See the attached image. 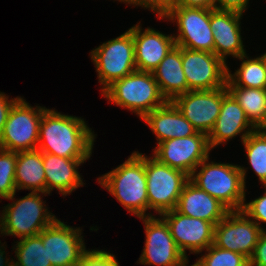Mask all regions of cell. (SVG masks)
<instances>
[{
  "mask_svg": "<svg viewBox=\"0 0 266 266\" xmlns=\"http://www.w3.org/2000/svg\"><path fill=\"white\" fill-rule=\"evenodd\" d=\"M0 216V231L5 236L23 239L38 235L44 228L53 224L57 218L41 198V192H30L25 197L8 203Z\"/></svg>",
  "mask_w": 266,
  "mask_h": 266,
  "instance_id": "5b68a950",
  "label": "cell"
},
{
  "mask_svg": "<svg viewBox=\"0 0 266 266\" xmlns=\"http://www.w3.org/2000/svg\"><path fill=\"white\" fill-rule=\"evenodd\" d=\"M81 234L82 229L70 227L59 219L38 234L52 266H81L86 252Z\"/></svg>",
  "mask_w": 266,
  "mask_h": 266,
  "instance_id": "7c38bea8",
  "label": "cell"
},
{
  "mask_svg": "<svg viewBox=\"0 0 266 266\" xmlns=\"http://www.w3.org/2000/svg\"><path fill=\"white\" fill-rule=\"evenodd\" d=\"M203 160L189 176L199 189L218 199L230 211L245 203L246 170L243 166ZM208 162V163H207ZM201 168L199 171L198 168Z\"/></svg>",
  "mask_w": 266,
  "mask_h": 266,
  "instance_id": "3957f363",
  "label": "cell"
},
{
  "mask_svg": "<svg viewBox=\"0 0 266 266\" xmlns=\"http://www.w3.org/2000/svg\"><path fill=\"white\" fill-rule=\"evenodd\" d=\"M223 87L213 90L188 91L172 102L197 132L209 134L219 116Z\"/></svg>",
  "mask_w": 266,
  "mask_h": 266,
  "instance_id": "2e32d148",
  "label": "cell"
},
{
  "mask_svg": "<svg viewBox=\"0 0 266 266\" xmlns=\"http://www.w3.org/2000/svg\"><path fill=\"white\" fill-rule=\"evenodd\" d=\"M182 65L189 91L226 86L229 67L214 53L182 47Z\"/></svg>",
  "mask_w": 266,
  "mask_h": 266,
  "instance_id": "5bb4252c",
  "label": "cell"
},
{
  "mask_svg": "<svg viewBox=\"0 0 266 266\" xmlns=\"http://www.w3.org/2000/svg\"><path fill=\"white\" fill-rule=\"evenodd\" d=\"M95 134L84 119L46 109L41 118L37 149L42 153L72 158L89 159Z\"/></svg>",
  "mask_w": 266,
  "mask_h": 266,
  "instance_id": "6da1fadb",
  "label": "cell"
},
{
  "mask_svg": "<svg viewBox=\"0 0 266 266\" xmlns=\"http://www.w3.org/2000/svg\"><path fill=\"white\" fill-rule=\"evenodd\" d=\"M215 0H176L174 7L214 8Z\"/></svg>",
  "mask_w": 266,
  "mask_h": 266,
  "instance_id": "8d00e7d4",
  "label": "cell"
},
{
  "mask_svg": "<svg viewBox=\"0 0 266 266\" xmlns=\"http://www.w3.org/2000/svg\"><path fill=\"white\" fill-rule=\"evenodd\" d=\"M15 185L16 190L28 189L47 196L43 153L41 151L36 149L17 152Z\"/></svg>",
  "mask_w": 266,
  "mask_h": 266,
  "instance_id": "cb8c5ba5",
  "label": "cell"
},
{
  "mask_svg": "<svg viewBox=\"0 0 266 266\" xmlns=\"http://www.w3.org/2000/svg\"><path fill=\"white\" fill-rule=\"evenodd\" d=\"M157 136V144L164 140L195 135L197 130L183 116L172 101L154 109L142 119Z\"/></svg>",
  "mask_w": 266,
  "mask_h": 266,
  "instance_id": "7402d4cb",
  "label": "cell"
},
{
  "mask_svg": "<svg viewBox=\"0 0 266 266\" xmlns=\"http://www.w3.org/2000/svg\"><path fill=\"white\" fill-rule=\"evenodd\" d=\"M205 252L194 263L196 266H249V259L243 254L219 248L214 244Z\"/></svg>",
  "mask_w": 266,
  "mask_h": 266,
  "instance_id": "f1b7e54d",
  "label": "cell"
},
{
  "mask_svg": "<svg viewBox=\"0 0 266 266\" xmlns=\"http://www.w3.org/2000/svg\"><path fill=\"white\" fill-rule=\"evenodd\" d=\"M145 226V247L139 258L142 265L184 266L189 262L178 249L166 221L160 216L139 218Z\"/></svg>",
  "mask_w": 266,
  "mask_h": 266,
  "instance_id": "30bf717a",
  "label": "cell"
},
{
  "mask_svg": "<svg viewBox=\"0 0 266 266\" xmlns=\"http://www.w3.org/2000/svg\"><path fill=\"white\" fill-rule=\"evenodd\" d=\"M265 190H266V186ZM251 220H253L262 231L266 230L260 226V223L266 224V191L263 196L255 198L249 203H244L241 209Z\"/></svg>",
  "mask_w": 266,
  "mask_h": 266,
  "instance_id": "4dcf8cb0",
  "label": "cell"
},
{
  "mask_svg": "<svg viewBox=\"0 0 266 266\" xmlns=\"http://www.w3.org/2000/svg\"><path fill=\"white\" fill-rule=\"evenodd\" d=\"M102 95L115 105L135 112L141 119L167 102L152 72L138 70L115 80Z\"/></svg>",
  "mask_w": 266,
  "mask_h": 266,
  "instance_id": "277c9868",
  "label": "cell"
},
{
  "mask_svg": "<svg viewBox=\"0 0 266 266\" xmlns=\"http://www.w3.org/2000/svg\"><path fill=\"white\" fill-rule=\"evenodd\" d=\"M20 98L21 97H16L8 100L9 96H6L3 92H0V135L2 134L11 108Z\"/></svg>",
  "mask_w": 266,
  "mask_h": 266,
  "instance_id": "d590c367",
  "label": "cell"
},
{
  "mask_svg": "<svg viewBox=\"0 0 266 266\" xmlns=\"http://www.w3.org/2000/svg\"><path fill=\"white\" fill-rule=\"evenodd\" d=\"M159 90L167 101L189 91L182 65V47L174 46L152 71Z\"/></svg>",
  "mask_w": 266,
  "mask_h": 266,
  "instance_id": "603a6c76",
  "label": "cell"
},
{
  "mask_svg": "<svg viewBox=\"0 0 266 266\" xmlns=\"http://www.w3.org/2000/svg\"><path fill=\"white\" fill-rule=\"evenodd\" d=\"M167 223L170 233L182 254H200L213 244L215 225L205 220L189 217L176 209L160 215Z\"/></svg>",
  "mask_w": 266,
  "mask_h": 266,
  "instance_id": "9a60e30c",
  "label": "cell"
},
{
  "mask_svg": "<svg viewBox=\"0 0 266 266\" xmlns=\"http://www.w3.org/2000/svg\"><path fill=\"white\" fill-rule=\"evenodd\" d=\"M264 59H265V62H266V53L262 54Z\"/></svg>",
  "mask_w": 266,
  "mask_h": 266,
  "instance_id": "ab89813d",
  "label": "cell"
},
{
  "mask_svg": "<svg viewBox=\"0 0 266 266\" xmlns=\"http://www.w3.org/2000/svg\"><path fill=\"white\" fill-rule=\"evenodd\" d=\"M81 266H119V263L110 252L91 249L83 254Z\"/></svg>",
  "mask_w": 266,
  "mask_h": 266,
  "instance_id": "1f68e13d",
  "label": "cell"
},
{
  "mask_svg": "<svg viewBox=\"0 0 266 266\" xmlns=\"http://www.w3.org/2000/svg\"><path fill=\"white\" fill-rule=\"evenodd\" d=\"M90 56L96 67L99 83L102 85L101 92L115 80L137 70L133 35L129 29L117 38L91 50Z\"/></svg>",
  "mask_w": 266,
  "mask_h": 266,
  "instance_id": "52a82bcc",
  "label": "cell"
},
{
  "mask_svg": "<svg viewBox=\"0 0 266 266\" xmlns=\"http://www.w3.org/2000/svg\"><path fill=\"white\" fill-rule=\"evenodd\" d=\"M0 266H9V265L0 257Z\"/></svg>",
  "mask_w": 266,
  "mask_h": 266,
  "instance_id": "f35d334b",
  "label": "cell"
},
{
  "mask_svg": "<svg viewBox=\"0 0 266 266\" xmlns=\"http://www.w3.org/2000/svg\"><path fill=\"white\" fill-rule=\"evenodd\" d=\"M246 156L261 184L266 186V131L256 129L242 142Z\"/></svg>",
  "mask_w": 266,
  "mask_h": 266,
  "instance_id": "83f0119b",
  "label": "cell"
},
{
  "mask_svg": "<svg viewBox=\"0 0 266 266\" xmlns=\"http://www.w3.org/2000/svg\"><path fill=\"white\" fill-rule=\"evenodd\" d=\"M36 107L22 97L13 105L0 135V149L13 152L37 149L41 118L47 108Z\"/></svg>",
  "mask_w": 266,
  "mask_h": 266,
  "instance_id": "ba28073f",
  "label": "cell"
},
{
  "mask_svg": "<svg viewBox=\"0 0 266 266\" xmlns=\"http://www.w3.org/2000/svg\"><path fill=\"white\" fill-rule=\"evenodd\" d=\"M137 23L129 28L133 35L136 69L152 72L176 46L173 35H166L152 28L143 31Z\"/></svg>",
  "mask_w": 266,
  "mask_h": 266,
  "instance_id": "d6986e66",
  "label": "cell"
},
{
  "mask_svg": "<svg viewBox=\"0 0 266 266\" xmlns=\"http://www.w3.org/2000/svg\"><path fill=\"white\" fill-rule=\"evenodd\" d=\"M255 130L256 128L248 120L244 110L227 91L226 86L223 87V100L220 113L214 128L208 134L210 148L213 149L217 145L224 144L239 134L243 142Z\"/></svg>",
  "mask_w": 266,
  "mask_h": 266,
  "instance_id": "ac0fdd59",
  "label": "cell"
},
{
  "mask_svg": "<svg viewBox=\"0 0 266 266\" xmlns=\"http://www.w3.org/2000/svg\"><path fill=\"white\" fill-rule=\"evenodd\" d=\"M158 19L176 21L179 31L173 36L176 46L214 53L210 8L172 7Z\"/></svg>",
  "mask_w": 266,
  "mask_h": 266,
  "instance_id": "9c48e42d",
  "label": "cell"
},
{
  "mask_svg": "<svg viewBox=\"0 0 266 266\" xmlns=\"http://www.w3.org/2000/svg\"><path fill=\"white\" fill-rule=\"evenodd\" d=\"M117 1H120V2H123V3H128L129 5H134L136 6V0H117Z\"/></svg>",
  "mask_w": 266,
  "mask_h": 266,
  "instance_id": "74e56055",
  "label": "cell"
},
{
  "mask_svg": "<svg viewBox=\"0 0 266 266\" xmlns=\"http://www.w3.org/2000/svg\"><path fill=\"white\" fill-rule=\"evenodd\" d=\"M176 0H136V6L150 9L158 17H163L172 7H174Z\"/></svg>",
  "mask_w": 266,
  "mask_h": 266,
  "instance_id": "d6a6232c",
  "label": "cell"
},
{
  "mask_svg": "<svg viewBox=\"0 0 266 266\" xmlns=\"http://www.w3.org/2000/svg\"><path fill=\"white\" fill-rule=\"evenodd\" d=\"M88 159L65 158L43 153V165L46 177V193L59 190L63 196L85 184L78 172V167Z\"/></svg>",
  "mask_w": 266,
  "mask_h": 266,
  "instance_id": "44dd1931",
  "label": "cell"
},
{
  "mask_svg": "<svg viewBox=\"0 0 266 266\" xmlns=\"http://www.w3.org/2000/svg\"><path fill=\"white\" fill-rule=\"evenodd\" d=\"M243 14L210 8V26L214 38V54L226 63V56L239 58L246 54L241 37Z\"/></svg>",
  "mask_w": 266,
  "mask_h": 266,
  "instance_id": "e0dca14e",
  "label": "cell"
},
{
  "mask_svg": "<svg viewBox=\"0 0 266 266\" xmlns=\"http://www.w3.org/2000/svg\"><path fill=\"white\" fill-rule=\"evenodd\" d=\"M208 135H195L164 140L154 148L153 157L162 164L184 171L189 176L197 166L209 157Z\"/></svg>",
  "mask_w": 266,
  "mask_h": 266,
  "instance_id": "8fae6325",
  "label": "cell"
},
{
  "mask_svg": "<svg viewBox=\"0 0 266 266\" xmlns=\"http://www.w3.org/2000/svg\"><path fill=\"white\" fill-rule=\"evenodd\" d=\"M249 0H215L214 8L243 14Z\"/></svg>",
  "mask_w": 266,
  "mask_h": 266,
  "instance_id": "e575fe53",
  "label": "cell"
},
{
  "mask_svg": "<svg viewBox=\"0 0 266 266\" xmlns=\"http://www.w3.org/2000/svg\"><path fill=\"white\" fill-rule=\"evenodd\" d=\"M238 59L243 61L234 74L227 69L226 85L266 89V62L263 55L249 59L245 54Z\"/></svg>",
  "mask_w": 266,
  "mask_h": 266,
  "instance_id": "484cf974",
  "label": "cell"
},
{
  "mask_svg": "<svg viewBox=\"0 0 266 266\" xmlns=\"http://www.w3.org/2000/svg\"><path fill=\"white\" fill-rule=\"evenodd\" d=\"M261 233L262 229L242 210H232L215 225L213 244L249 259Z\"/></svg>",
  "mask_w": 266,
  "mask_h": 266,
  "instance_id": "4fadbf2b",
  "label": "cell"
},
{
  "mask_svg": "<svg viewBox=\"0 0 266 266\" xmlns=\"http://www.w3.org/2000/svg\"><path fill=\"white\" fill-rule=\"evenodd\" d=\"M145 173L149 209L159 216L176 209L179 196L189 175L145 155Z\"/></svg>",
  "mask_w": 266,
  "mask_h": 266,
  "instance_id": "8992f818",
  "label": "cell"
},
{
  "mask_svg": "<svg viewBox=\"0 0 266 266\" xmlns=\"http://www.w3.org/2000/svg\"><path fill=\"white\" fill-rule=\"evenodd\" d=\"M176 210L183 215L199 218L214 225L230 211L218 199L199 189L190 180L182 189Z\"/></svg>",
  "mask_w": 266,
  "mask_h": 266,
  "instance_id": "ffe728a7",
  "label": "cell"
},
{
  "mask_svg": "<svg viewBox=\"0 0 266 266\" xmlns=\"http://www.w3.org/2000/svg\"><path fill=\"white\" fill-rule=\"evenodd\" d=\"M17 152L0 149V198L15 200Z\"/></svg>",
  "mask_w": 266,
  "mask_h": 266,
  "instance_id": "f546056e",
  "label": "cell"
},
{
  "mask_svg": "<svg viewBox=\"0 0 266 266\" xmlns=\"http://www.w3.org/2000/svg\"><path fill=\"white\" fill-rule=\"evenodd\" d=\"M226 88L244 110L251 124L256 129H264L266 126V89L236 85H226Z\"/></svg>",
  "mask_w": 266,
  "mask_h": 266,
  "instance_id": "d4e9b609",
  "label": "cell"
},
{
  "mask_svg": "<svg viewBox=\"0 0 266 266\" xmlns=\"http://www.w3.org/2000/svg\"><path fill=\"white\" fill-rule=\"evenodd\" d=\"M97 180L131 214L138 218L153 216L146 214L149 205L144 154L133 152L124 163Z\"/></svg>",
  "mask_w": 266,
  "mask_h": 266,
  "instance_id": "7a4b0ae2",
  "label": "cell"
},
{
  "mask_svg": "<svg viewBox=\"0 0 266 266\" xmlns=\"http://www.w3.org/2000/svg\"><path fill=\"white\" fill-rule=\"evenodd\" d=\"M1 243V242H0ZM15 245L16 262L13 259L10 261L5 255L4 246L0 245V257L9 266H52L47 259L46 247L42 243V239L36 235L20 239ZM6 258V259H5Z\"/></svg>",
  "mask_w": 266,
  "mask_h": 266,
  "instance_id": "4316f807",
  "label": "cell"
},
{
  "mask_svg": "<svg viewBox=\"0 0 266 266\" xmlns=\"http://www.w3.org/2000/svg\"><path fill=\"white\" fill-rule=\"evenodd\" d=\"M249 266H266V230L262 231L252 256Z\"/></svg>",
  "mask_w": 266,
  "mask_h": 266,
  "instance_id": "836d02e7",
  "label": "cell"
}]
</instances>
